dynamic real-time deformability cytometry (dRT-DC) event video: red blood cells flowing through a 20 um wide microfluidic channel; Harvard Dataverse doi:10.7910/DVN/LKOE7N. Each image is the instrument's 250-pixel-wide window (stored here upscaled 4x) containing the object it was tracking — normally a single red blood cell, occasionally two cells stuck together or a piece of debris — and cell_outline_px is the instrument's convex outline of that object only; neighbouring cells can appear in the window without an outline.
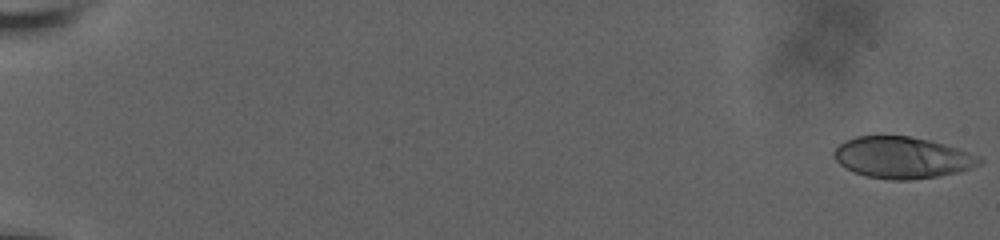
{"species": "human", "species_latin": "Homo sapiens", "temperature_condition": "room temperature", "stored_images_in_passage": 60, "camera_frame_rate_fps": 3000, "um_per_image_px": 0.085, "donor": {"sex": "male"}, "frame": {"image": 1, "passage_image": 1, "time_ms": 0.0, "image_size_px": [1000, 240], "cell_outline_px": [[984, 160], [980, 164], [972, 168], [956, 172], [936, 176], [908, 180], [892, 180], [868, 176], [856, 172], [840, 164], [832, 156], [832, 152], [844, 140], [856, 136], [908, 136], [928, 140], [944, 144], [980, 156]], "centroid_in_image_um": [76.69, 13.38], "position_along_channel_um": 8.3, "area_um2": 34.85}}
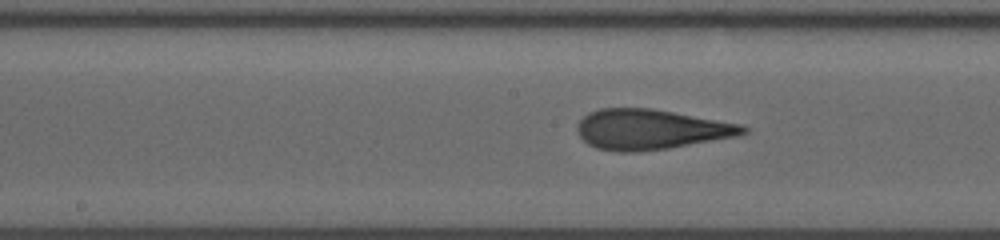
{"frame": {"image": 2, "passage_image": 34, "time_ms": 11.0, "image_size_px": [1000, 240], "cell_outline_px": [[748, 132], [740, 136], [668, 148], [636, 152], [616, 152], [596, 148], [588, 144], [580, 136], [576, 128], [580, 120], [588, 112], [600, 108], [652, 108], [740, 124], [748, 128]], "centroid_in_image_um": [55.31, 11.0], "position_along_channel_um": 192.9, "area_um2": 38.84}}
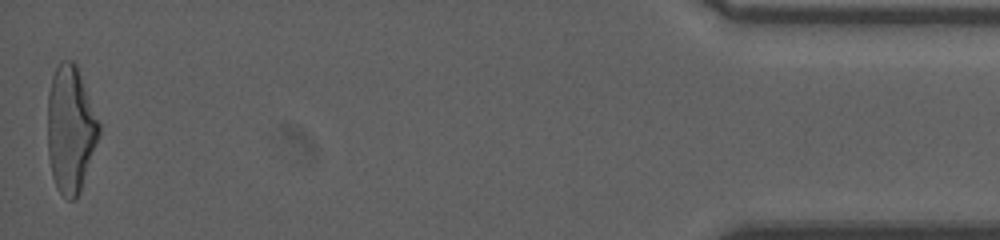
{"frame": {"image": 3, "passage_image": 60, "time_ms": 19.667, "image_size_px": [1000, 240], "cell_outline_px": [[100, 136], [80, 192], [72, 200], [68, 200], [60, 192], [52, 176], [48, 156], [48, 96], [52, 76], [60, 60], [72, 60], [76, 64], [100, 124]], "centroid_in_image_um": [6.0, 10.99], "position_along_channel_um": 429.2, "area_um2": 37.86}, "authors_computed_cell_mechanics": {"area_um2": 37.3388, "velocity_mm_per_s": 3.6761, "shape_relaxation_time_tau1_ms": 6.5993, "shape_relaxation_time_tau2_ms": 1.3486, "deformation_change_tau1": 0.2278, "deformation_change_tau2": 0.1143}}